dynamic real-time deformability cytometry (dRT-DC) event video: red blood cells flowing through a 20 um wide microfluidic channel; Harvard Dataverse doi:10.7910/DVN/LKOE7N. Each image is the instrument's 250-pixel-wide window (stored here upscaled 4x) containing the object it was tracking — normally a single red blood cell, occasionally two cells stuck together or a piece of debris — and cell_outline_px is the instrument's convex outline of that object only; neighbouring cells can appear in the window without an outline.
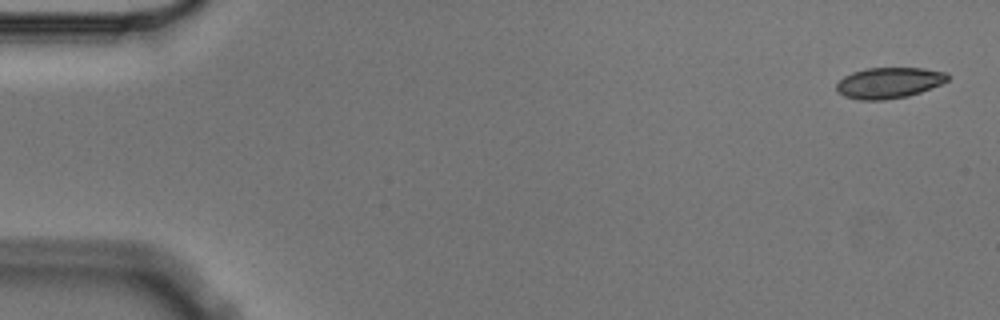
{"species": "Egyptian fruit bat (a non-hibernating species)", "species_latin": "Rousettus aegyptiacus", "temperature_condition": "cold", "stored_images_in_passage": 6, "camera_frame_rate_fps": 3000, "um_per_image_px": 0.085, "animal": {"sex": "male"}, "frame": {"image": 1, "passage_image": 1, "time_ms": 0.0, "image_size_px": [1000, 320], "cell_outline_px": [[948, 80], [940, 84], [920, 92], [908, 96], [884, 100], [860, 100], [844, 96], [836, 92], [836, 84], [844, 76], [852, 72], [868, 68], [924, 68], [948, 72]], "centroid_in_image_um": [75.54, 7.04], "position_along_channel_um": 9.5, "area_um2": 20.06}}